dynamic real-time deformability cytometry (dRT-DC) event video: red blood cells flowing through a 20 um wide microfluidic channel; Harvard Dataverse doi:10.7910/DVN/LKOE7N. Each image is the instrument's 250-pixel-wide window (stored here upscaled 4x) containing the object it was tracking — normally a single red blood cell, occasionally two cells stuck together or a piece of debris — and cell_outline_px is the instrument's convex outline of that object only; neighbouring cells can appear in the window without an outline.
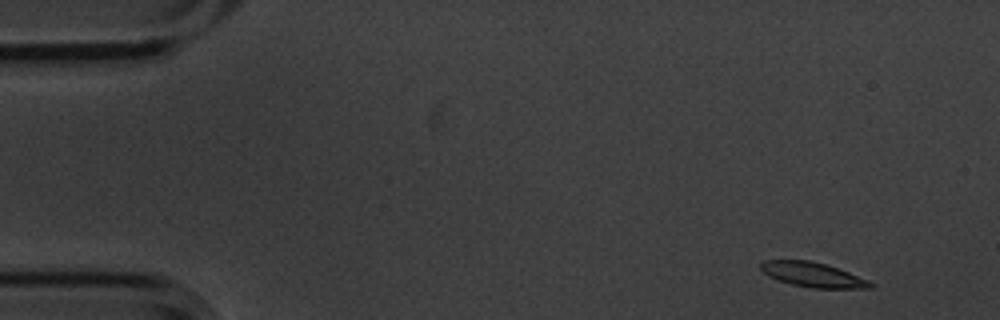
{"species": "common noctule bat (a hibernating species)", "species_latin": "Nyctalus noctula", "temperature_condition": "cold", "stored_images_in_passage": 14, "camera_frame_rate_fps": 3000, "um_per_image_px": 0.085, "animal": {"sex": "male", "body_mass_g": 20.1, "forearm_length_mm": 53.5}, "frame": {"image": 1, "passage_image": 1, "time_ms": 0.0, "image_size_px": [1000, 320], "cell_outline_px": [[872, 288], [812, 288], [792, 284], [768, 276], [760, 268], [760, 264], [764, 260], [808, 260], [824, 264], [848, 272], [868, 280], [872, 284]], "centroid_in_image_um": [69.06, 23.34], "position_along_channel_um": 15.9, "area_um2": 15.43}}
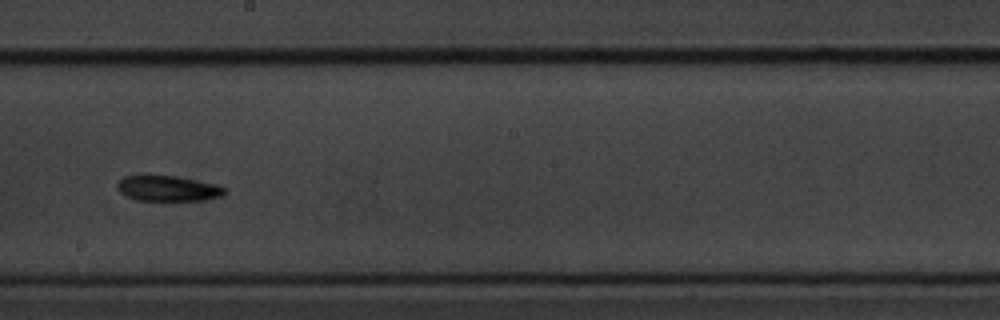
{"frame": {"image": 2, "passage_image": 8, "time_ms": 2.333, "image_size_px": [1000, 320], "cell_outline_px": [[228, 192], [220, 196], [204, 200], [136, 200], [120, 192], [116, 188], [116, 184], [124, 176], [176, 176], [220, 184], [228, 188]], "centroid_in_image_um": [14.35, 16.01], "position_along_channel_um": 233.9, "area_um2": 16.01}}
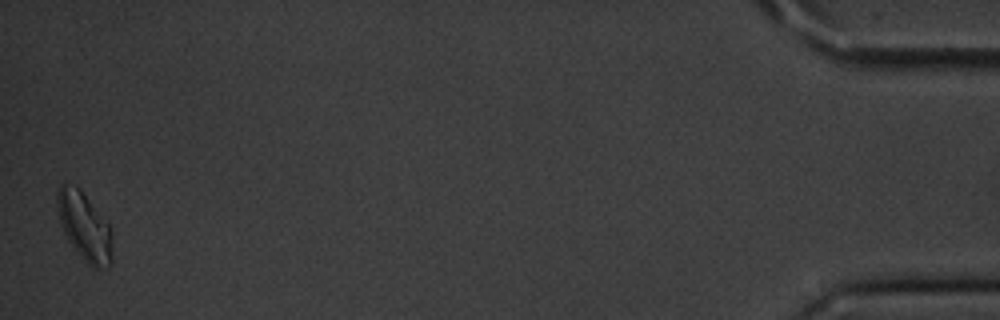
{"frame": {"image": 3, "passage_image": 14, "time_ms": 4.333, "image_size_px": [1000, 320], "cell_outline_px": [[112, 264], [108, 268], [92, 268], [80, 256], [68, 240], [60, 224], [56, 204], [56, 192], [60, 184], [64, 184], [80, 188], [112, 228]], "centroid_in_image_um": [7.19, 19.27], "position_along_channel_um": 428.0, "area_um2": 22.14}}